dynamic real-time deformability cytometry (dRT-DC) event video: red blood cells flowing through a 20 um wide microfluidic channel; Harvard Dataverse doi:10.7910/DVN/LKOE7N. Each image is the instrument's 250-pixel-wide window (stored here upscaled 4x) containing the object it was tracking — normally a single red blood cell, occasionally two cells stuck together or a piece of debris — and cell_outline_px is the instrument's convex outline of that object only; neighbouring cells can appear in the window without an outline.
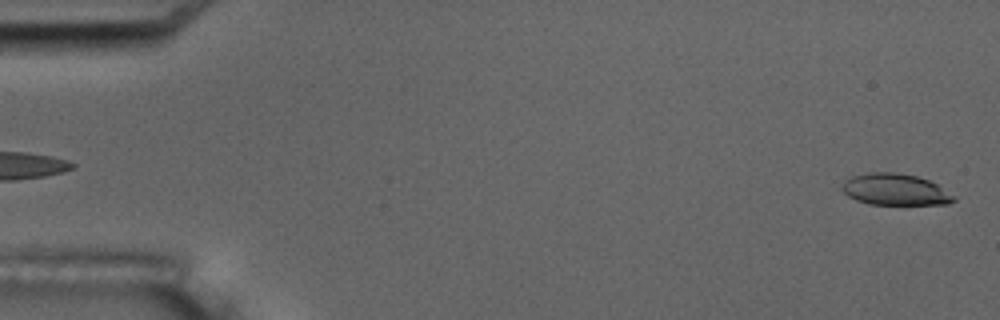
{"species": "common noctule bat (a hibernating species)", "species_latin": "Nyctalus noctula", "temperature_condition": "room temperature", "stored_images_in_passage": 4, "segment_of_instrument_passage": [2, 2], "camera_frame_rate_fps": 3000, "um_per_image_px": 0.085, "animal": {"sex": "male", "body_mass_g": 17.5, "forearm_length_mm": 52.3}, "frame": {"image": 1, "passage_image": 4, "time_ms": 3.667, "image_size_px": [1000, 320], "cell_outline_px": [[956, 200], [948, 204], [868, 204], [856, 200], [848, 196], [840, 188], [844, 180], [852, 176], [868, 172], [892, 172], [916, 176], [928, 180], [936, 184], [956, 196]], "centroid_in_image_um": [76.07, 16.11], "position_along_channel_um": 8.9, "area_um2": 20.52}}